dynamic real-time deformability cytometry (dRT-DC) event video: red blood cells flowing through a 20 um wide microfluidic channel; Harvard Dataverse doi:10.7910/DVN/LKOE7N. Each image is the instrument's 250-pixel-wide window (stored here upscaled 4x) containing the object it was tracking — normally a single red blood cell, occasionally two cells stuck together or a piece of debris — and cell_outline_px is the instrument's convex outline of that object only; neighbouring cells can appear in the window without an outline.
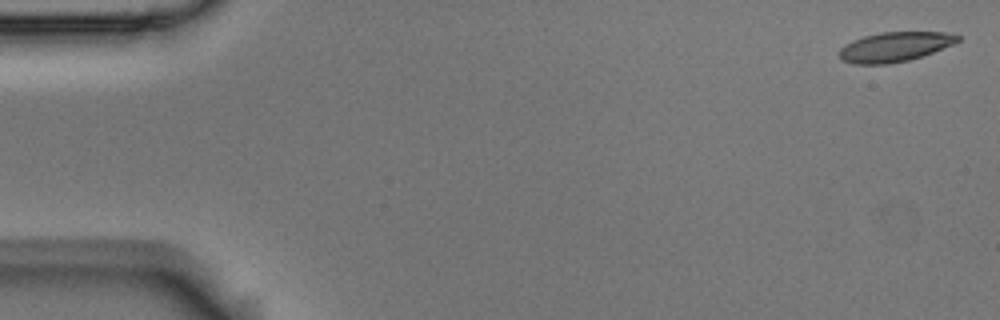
{"species": "Egyptian fruit bat (a non-hibernating species)", "species_latin": "Rousettus aegyptiacus", "temperature_condition": "room temperature", "stored_images_in_passage": 6, "camera_frame_rate_fps": 3000, "um_per_image_px": 0.085, "animal": {"sex": "male"}, "frame": {"image": 1, "passage_image": 1, "time_ms": 0.0, "image_size_px": [1000, 320], "cell_outline_px": [[960, 40], [952, 44], [932, 52], [908, 60], [888, 64], [856, 64], [840, 60], [840, 48], [852, 40], [864, 36], [884, 32], [944, 32], [960, 36]], "centroid_in_image_um": [76.02, 3.98], "position_along_channel_um": 9.0, "area_um2": 20.17}}
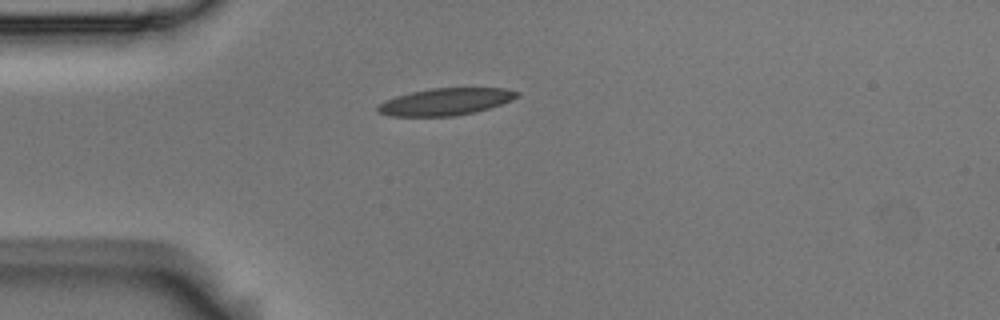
{"frame": {"image": 2, "passage_image": 4, "time_ms": 1.0, "image_size_px": [1000, 320], "cell_outline_px": [[520, 96], [512, 100], [476, 112], [452, 116], [388, 116], [376, 112], [376, 104], [384, 100], [396, 96], [428, 88], [504, 88], [520, 92]], "centroid_in_image_um": [37.82, 8.64], "position_along_channel_um": 47.2, "area_um2": 22.14}}
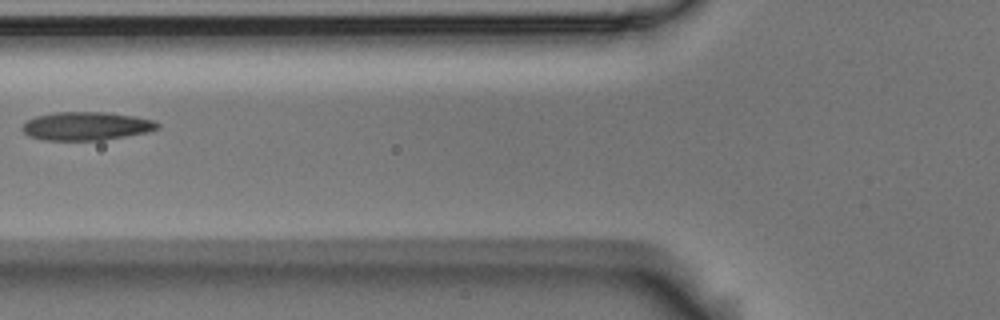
{"frame": {"image": 3, "passage_image": 6, "time_ms": 1.667, "image_size_px": [1000, 320], "cell_outline_px": [[160, 128], [148, 132], [104, 140], [44, 140], [28, 136], [24, 132], [24, 124], [28, 120], [36, 116], [56, 112], [104, 112], [132, 116], [152, 120], [160, 124]], "centroid_in_image_um": [7.36, 10.72], "position_along_channel_um": 118.4, "area_um2": 22.2}}